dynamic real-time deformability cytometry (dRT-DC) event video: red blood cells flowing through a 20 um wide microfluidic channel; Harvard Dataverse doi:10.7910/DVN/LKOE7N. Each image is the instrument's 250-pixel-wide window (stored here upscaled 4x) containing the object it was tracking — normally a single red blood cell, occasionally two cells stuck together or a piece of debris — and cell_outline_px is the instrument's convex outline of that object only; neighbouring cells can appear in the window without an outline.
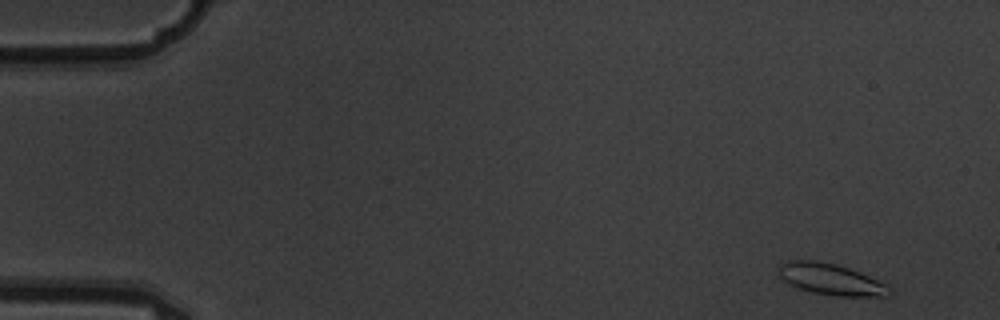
{"species": "common noctule bat (a hibernating species)", "species_latin": "Nyctalus noctula", "temperature_condition": "warm", "stored_images_in_passage": 3, "camera_frame_rate_fps": 3000, "um_per_image_px": 0.085, "animal": {"sex": "male", "body_mass_g": 19.5, "forearm_length_mm": 54.6}, "frame": {"image": 1, "passage_image": 1, "time_ms": 0.0, "image_size_px": [1000, 320], "cell_outline_px": [[892, 292], [888, 296], [836, 296], [812, 292], [788, 284], [780, 276], [780, 264], [788, 260], [816, 260], [836, 264], [860, 272], [888, 284], [892, 288]], "centroid_in_image_um": [70.67, 23.74], "position_along_channel_um": 14.3, "area_um2": 20.23}}